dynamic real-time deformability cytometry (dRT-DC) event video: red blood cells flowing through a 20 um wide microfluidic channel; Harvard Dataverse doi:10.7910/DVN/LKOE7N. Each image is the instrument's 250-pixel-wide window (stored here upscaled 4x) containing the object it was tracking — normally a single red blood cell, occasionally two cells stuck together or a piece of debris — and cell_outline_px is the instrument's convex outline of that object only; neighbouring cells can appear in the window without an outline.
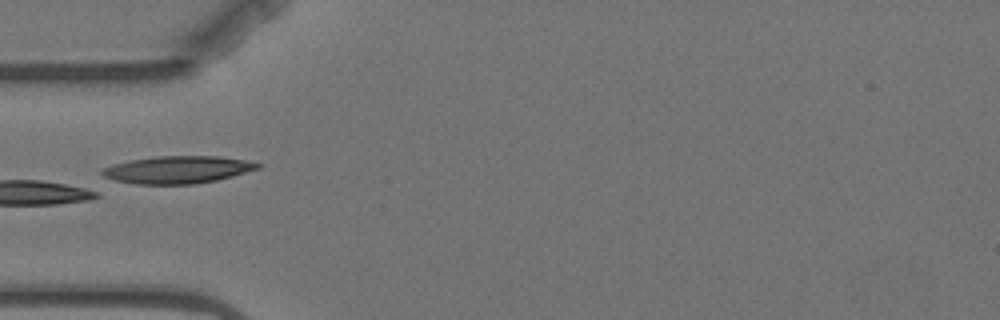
{"species": "Egyptian fruit bat (a non-hibernating species)", "species_latin": "Rousettus aegyptiacus", "temperature_condition": "warm", "stored_images_in_passage": 6, "camera_frame_rate_fps": 3000, "um_per_image_px": 0.085, "animal": {"sex": "female"}, "frame": {"image": 1, "passage_image": 4, "time_ms": 3.667, "image_size_px": [1000, 320], "cell_outline_px": [[260, 168], [232, 176], [216, 180], [196, 184], [136, 184], [112, 180], [104, 176], [100, 172], [100, 168], [112, 164], [128, 160], [156, 156], [220, 156], [244, 160], [260, 164]], "centroid_in_image_um": [15.02, 14.42], "position_along_channel_um": 70.0, "area_um2": 24.97}}
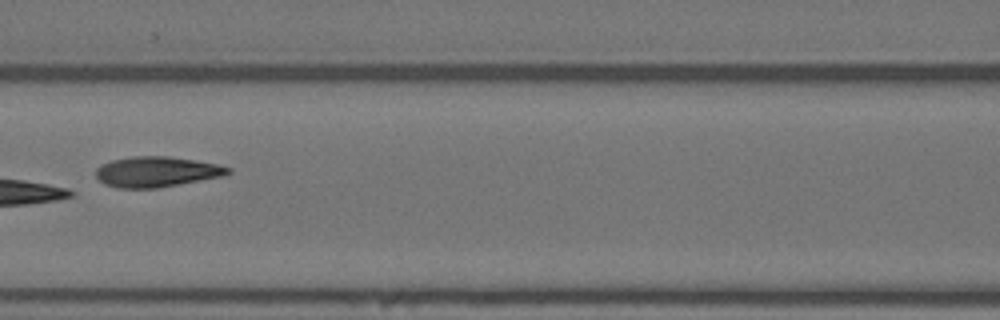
{"frame": {"image": 2, "passage_image": 6, "time_ms": 6.0, "image_size_px": [1000, 320], "cell_outline_px": [[232, 172], [224, 176], [156, 188], [116, 188], [104, 184], [96, 176], [96, 168], [100, 164], [112, 160], [132, 156], [168, 156], [196, 160], [216, 164], [232, 168]], "centroid_in_image_um": [13.3, 14.6], "position_along_channel_um": 153.3, "area_um2": 23.52}}